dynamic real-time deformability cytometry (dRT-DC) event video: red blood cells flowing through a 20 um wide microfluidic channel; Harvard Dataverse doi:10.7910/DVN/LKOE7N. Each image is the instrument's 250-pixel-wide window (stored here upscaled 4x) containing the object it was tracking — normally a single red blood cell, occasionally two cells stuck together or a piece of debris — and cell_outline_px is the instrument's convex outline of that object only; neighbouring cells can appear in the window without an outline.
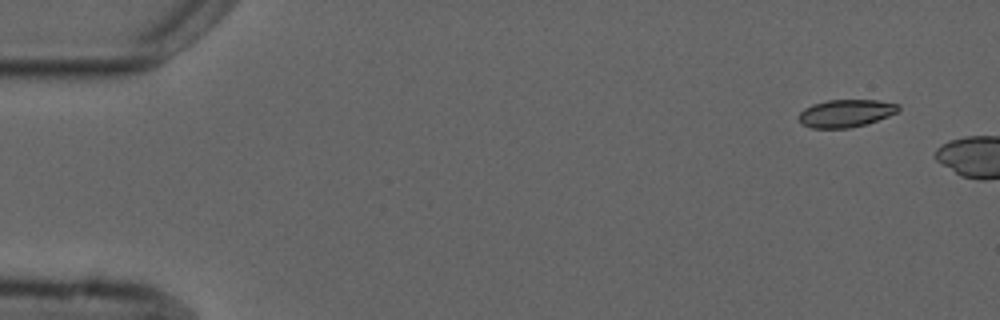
{"species": "common noctule bat (a hibernating species)", "species_latin": "Nyctalus noctula", "temperature_condition": "cold", "stored_images_in_passage": 3, "camera_frame_rate_fps": 3000, "um_per_image_px": 0.085, "animal": {"sex": "male", "forearm_length_mm": 52.5}, "frame": {"image": 1, "passage_image": 1, "time_ms": 0.0, "image_size_px": [1000, 320], "cell_outline_px": [[900, 108], [896, 112], [888, 116], [864, 124], [848, 128], [812, 128], [804, 124], [796, 116], [804, 108], [812, 104], [828, 100], [876, 100], [900, 104]], "centroid_in_image_um": [71.87, 9.62], "position_along_channel_um": 13.1, "area_um2": 15.9}}